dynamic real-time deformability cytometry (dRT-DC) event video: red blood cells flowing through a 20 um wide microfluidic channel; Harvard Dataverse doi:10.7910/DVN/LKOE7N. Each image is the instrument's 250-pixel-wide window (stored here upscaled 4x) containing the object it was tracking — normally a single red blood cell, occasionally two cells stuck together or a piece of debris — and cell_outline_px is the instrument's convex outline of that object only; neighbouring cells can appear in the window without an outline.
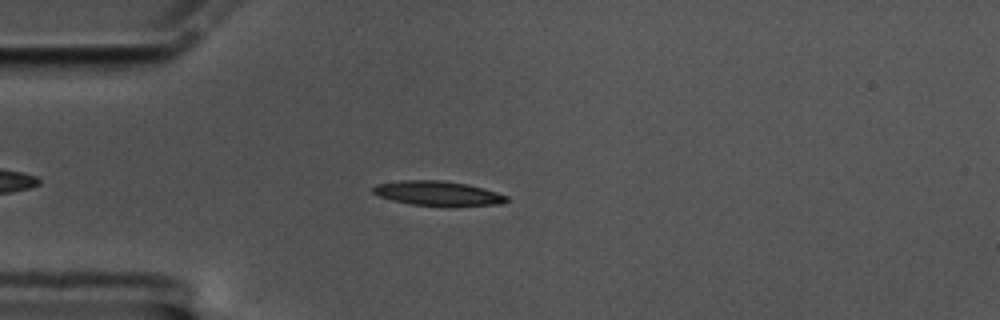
{"species": "common noctule bat (a hibernating species)", "species_latin": "Nyctalus noctula", "temperature_condition": "cold", "stored_images_in_passage": 53, "camera_frame_rate_fps": 3000, "um_per_image_px": 0.085, "animal": {"sex": "male", "body_mass_g": 17.5, "forearm_length_mm": 52.3}, "frame": {"image": 1, "passage_image": 9, "time_ms": 2.667, "image_size_px": [1000, 320], "cell_outline_px": [[508, 200], [500, 204], [448, 208], [412, 204], [392, 200], [380, 196], [372, 192], [372, 188], [376, 184], [400, 180], [440, 180], [468, 184], [484, 188], [508, 196]], "centroid_in_image_um": [37.25, 16.46], "position_along_channel_um": 47.7, "area_um2": 19.65}}
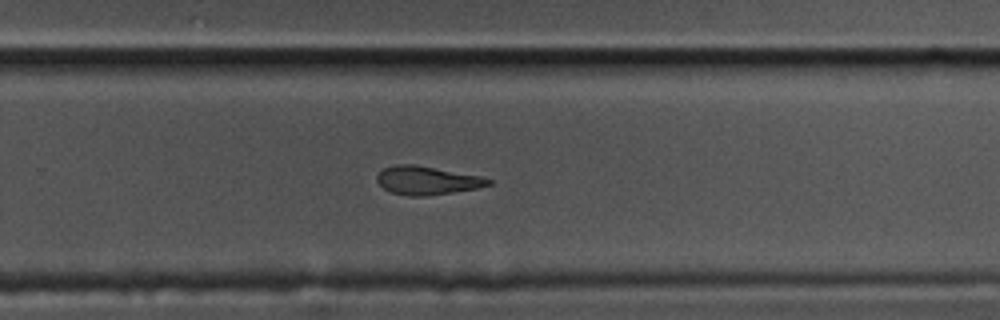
{"frame": {"image": 2, "passage_image": 32, "time_ms": 10.333, "image_size_px": [1000, 320], "cell_outline_px": [[492, 184], [480, 188], [424, 196], [408, 196], [392, 192], [384, 188], [376, 180], [376, 176], [384, 168], [396, 164], [412, 164], [480, 176], [492, 180]], "centroid_in_image_um": [36.3, 15.34], "position_along_channel_um": 293.5, "area_um2": 18.26}}
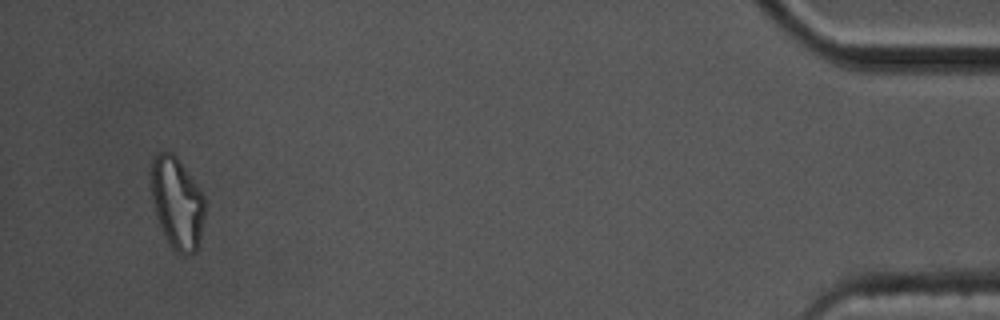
{"frame": {"image": 3, "passage_image": 50, "time_ms": 16.333, "image_size_px": [1000, 320], "cell_outline_px": [[204, 216], [200, 236], [196, 252], [188, 256], [180, 256], [172, 248], [160, 224], [152, 200], [152, 160], [160, 152], [172, 152], [180, 160], [204, 196]], "centroid_in_image_um": [15.07, 17.28], "position_along_channel_um": 420.1, "area_um2": 28.26}}